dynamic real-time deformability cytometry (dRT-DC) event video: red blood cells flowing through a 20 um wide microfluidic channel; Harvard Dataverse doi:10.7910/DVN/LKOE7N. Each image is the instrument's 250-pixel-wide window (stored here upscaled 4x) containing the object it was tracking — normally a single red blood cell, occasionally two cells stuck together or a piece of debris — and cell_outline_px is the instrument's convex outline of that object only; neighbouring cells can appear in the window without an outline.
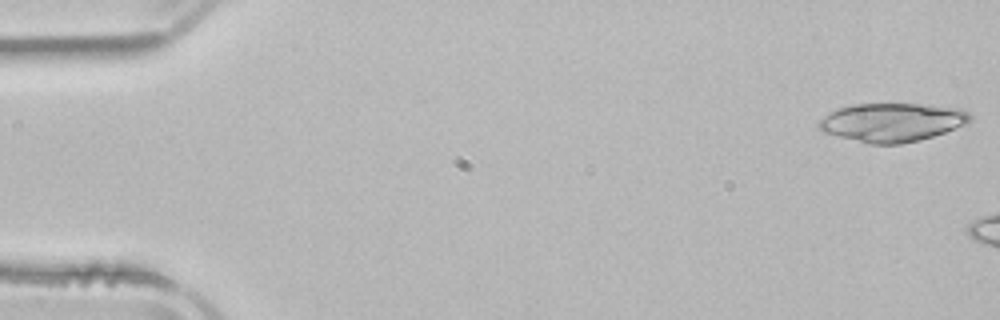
{"species": "common noctule bat (a hibernating species)", "species_latin": "Nyctalus noctula", "temperature_condition": "room temperature", "stored_images_in_passage": 9, "camera_frame_rate_fps": 3000, "um_per_image_px": 0.085, "animal": {"sex": "male", "body_mass_g": 21.5, "forearm_length_mm": 52.0}, "frame": {"image": 1, "passage_image": 1, "time_ms": 0.0, "image_size_px": [1000, 320], "cell_outline_px": [[972, 120], [968, 124], [920, 140], [900, 144], [868, 144], [824, 132], [820, 128], [820, 120], [824, 116], [840, 108], [852, 104], [920, 104], [960, 108], [968, 112], [972, 116]], "centroid_in_image_um": [75.88, 10.4], "position_along_channel_um": 9.1, "area_um2": 33.81}}